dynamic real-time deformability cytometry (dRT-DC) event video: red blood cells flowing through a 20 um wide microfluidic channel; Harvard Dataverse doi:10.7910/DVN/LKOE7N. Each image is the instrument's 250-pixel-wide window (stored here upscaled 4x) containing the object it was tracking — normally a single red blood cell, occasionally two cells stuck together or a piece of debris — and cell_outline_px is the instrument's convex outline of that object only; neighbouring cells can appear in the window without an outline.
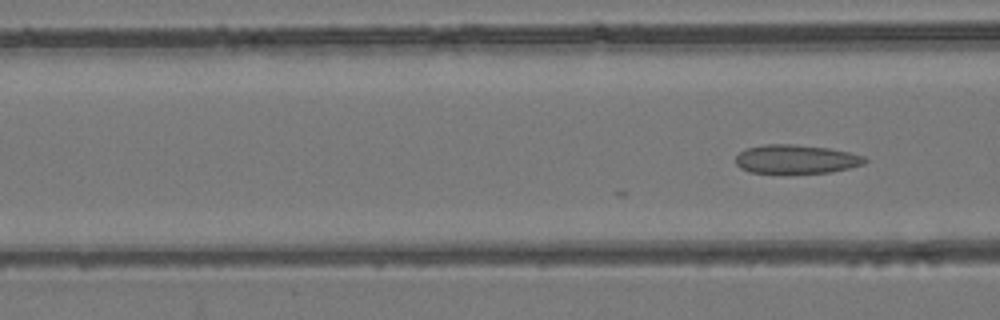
{"species": "common noctule bat (a hibernating species)", "species_latin": "Nyctalus noctula", "temperature_condition": "room temperature", "stored_images_in_passage": 22, "camera_frame_rate_fps": 3000, "um_per_image_px": 0.085, "animal": {"sex": "female", "body_mass_g": 24.6, "forearm_length_mm": 56.2}, "frame": {"image": 1, "passage_image": 22, "time_ms": 7.0, "image_size_px": [1000, 320], "cell_outline_px": [[868, 160], [864, 164], [848, 168], [828, 172], [748, 172], [740, 168], [736, 164], [736, 156], [744, 148], [764, 144], [792, 144], [828, 148], [848, 152], [864, 156]], "centroid_in_image_um": [67.64, 13.51], "position_along_channel_um": 99.0, "area_um2": 21.44}}